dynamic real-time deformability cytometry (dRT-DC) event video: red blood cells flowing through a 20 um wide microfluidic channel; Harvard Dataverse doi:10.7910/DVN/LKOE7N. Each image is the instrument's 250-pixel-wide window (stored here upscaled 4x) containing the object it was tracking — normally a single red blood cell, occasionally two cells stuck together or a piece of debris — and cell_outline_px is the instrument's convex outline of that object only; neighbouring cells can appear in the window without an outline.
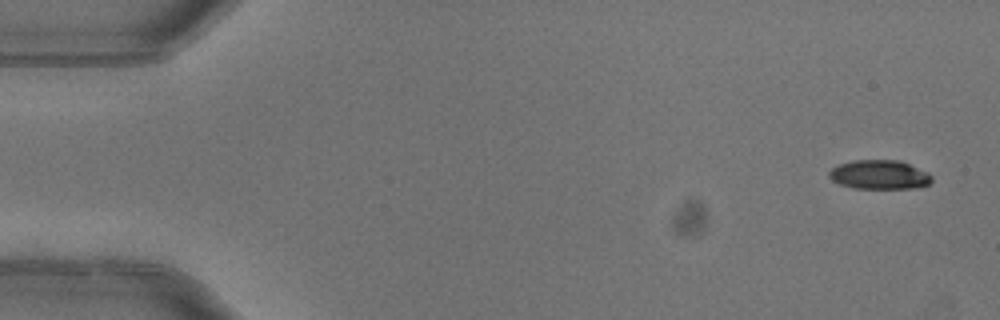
{"species": "common noctule bat (a hibernating species)", "species_latin": "Nyctalus noctula", "temperature_condition": "warm", "stored_images_in_passage": 6, "camera_frame_rate_fps": 3000, "um_per_image_px": 0.085, "animal": {"sex": "female"}, "frame": {"image": 1, "passage_image": 1, "time_ms": 0.0, "image_size_px": [1000, 320], "cell_outline_px": [[932, 180], [928, 184], [916, 188], [852, 188], [840, 184], [832, 180], [828, 176], [828, 172], [832, 168], [840, 164], [852, 160], [900, 160], [928, 172], [932, 176]], "centroid_in_image_um": [74.75, 14.84], "position_along_channel_um": 10.3, "area_um2": 17.46}}
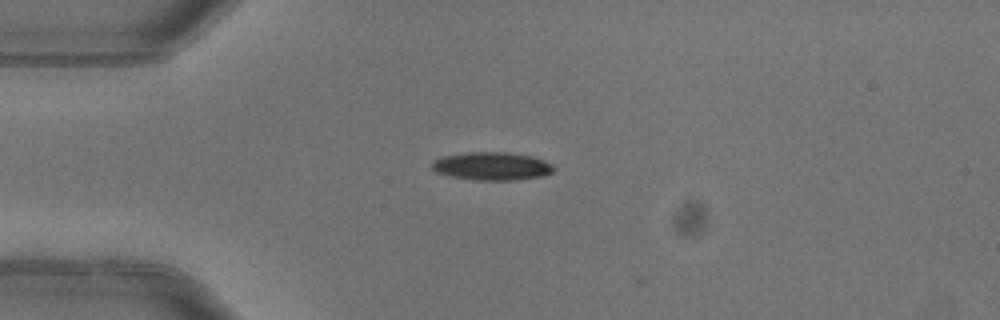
{"frame": {"image": 2, "passage_image": 4, "time_ms": 1.0, "image_size_px": [1000, 320], "cell_outline_px": [[556, 168], [552, 172], [540, 176], [512, 180], [472, 180], [448, 176], [436, 172], [432, 168], [432, 160], [440, 156], [468, 152], [508, 152], [532, 156], [552, 164]], "centroid_in_image_um": [41.76, 14.12], "position_along_channel_um": 43.2, "area_um2": 20.06}}
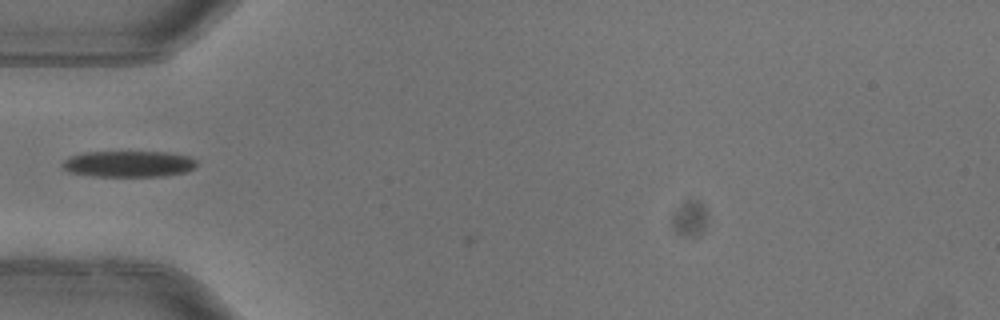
{"frame": {"image": 3, "passage_image": 5, "time_ms": 1.333, "image_size_px": [1000, 320], "cell_outline_px": [[196, 168], [184, 172], [164, 176], [92, 176], [68, 172], [60, 164], [68, 156], [84, 152], [168, 152], [188, 156], [196, 160]], "centroid_in_image_um": [10.9, 13.93], "position_along_channel_um": 74.1, "area_um2": 20.63}}